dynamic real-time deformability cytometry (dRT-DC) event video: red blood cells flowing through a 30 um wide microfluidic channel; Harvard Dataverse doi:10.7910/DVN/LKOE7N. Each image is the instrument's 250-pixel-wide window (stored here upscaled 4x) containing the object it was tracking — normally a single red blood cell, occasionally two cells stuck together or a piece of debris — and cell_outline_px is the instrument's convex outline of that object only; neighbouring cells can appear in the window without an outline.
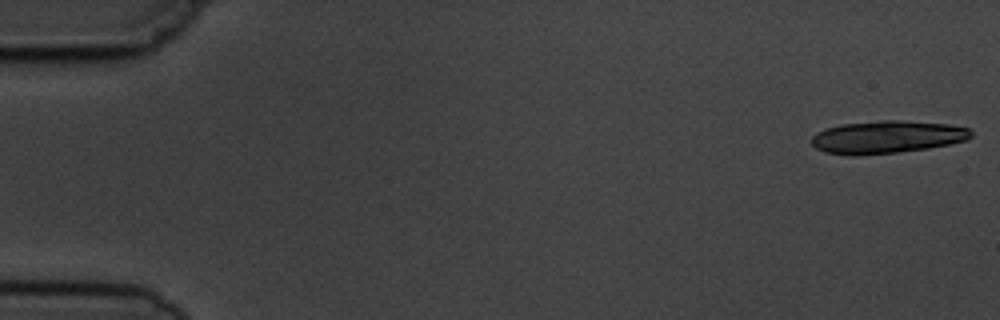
{"species": "common noctule bat (a hibernating species)", "species_latin": "Nyctalus noctula", "temperature_condition": "cold", "stored_images_in_passage": 6, "segment_of_instrument_passage": [1, 2], "camera_frame_rate_fps": 3000, "um_per_image_px": 0.085, "animal": {"sex": "male", "body_mass_g": 19.5, "forearm_length_mm": 54.6}, "frame": {"image": 1, "passage_image": 1, "time_ms": 0.0, "image_size_px": [1000, 320], "cell_outline_px": [[972, 136], [968, 140], [928, 148], [896, 152], [856, 156], [852, 156], [824, 152], [816, 148], [812, 144], [812, 136], [816, 132], [824, 128], [840, 124], [880, 120], [900, 120], [948, 124], [968, 128], [972, 132]], "centroid_in_image_um": [75.36, 11.64], "position_along_channel_um": 9.6, "area_um2": 30.52}}